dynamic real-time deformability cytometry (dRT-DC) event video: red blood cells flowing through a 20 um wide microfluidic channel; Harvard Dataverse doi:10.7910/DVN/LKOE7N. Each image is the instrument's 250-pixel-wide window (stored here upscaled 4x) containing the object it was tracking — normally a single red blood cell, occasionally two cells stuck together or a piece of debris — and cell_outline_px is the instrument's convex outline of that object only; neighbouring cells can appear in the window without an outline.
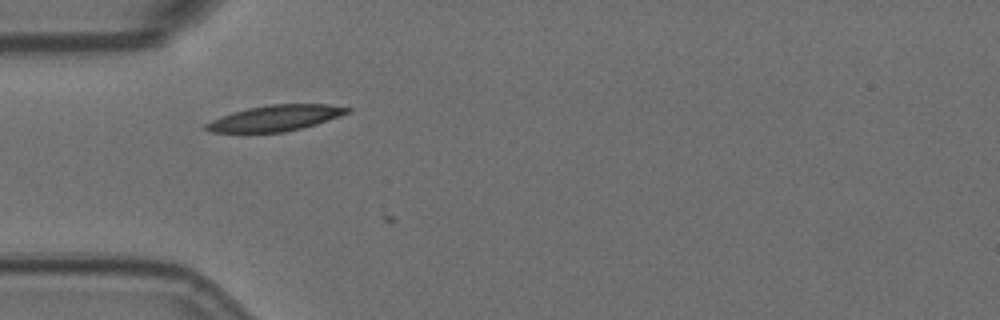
{"species": "Egyptian fruit bat (a non-hibernating species)", "species_latin": "Rousettus aegyptiacus", "temperature_condition": "room temperature", "stored_images_in_passage": 3, "camera_frame_rate_fps": 3000, "um_per_image_px": 0.085, "animal": {"sex": "female"}, "frame": {"image": 1, "passage_image": 2, "time_ms": 0.333, "image_size_px": [1000, 320], "cell_outline_px": [[352, 112], [316, 124], [284, 132], [208, 132], [204, 128], [204, 124], [220, 116], [232, 112], [248, 108], [272, 104], [328, 104], [352, 108]], "centroid_in_image_um": [23.41, 10.03], "position_along_channel_um": 61.6, "area_um2": 21.21}}